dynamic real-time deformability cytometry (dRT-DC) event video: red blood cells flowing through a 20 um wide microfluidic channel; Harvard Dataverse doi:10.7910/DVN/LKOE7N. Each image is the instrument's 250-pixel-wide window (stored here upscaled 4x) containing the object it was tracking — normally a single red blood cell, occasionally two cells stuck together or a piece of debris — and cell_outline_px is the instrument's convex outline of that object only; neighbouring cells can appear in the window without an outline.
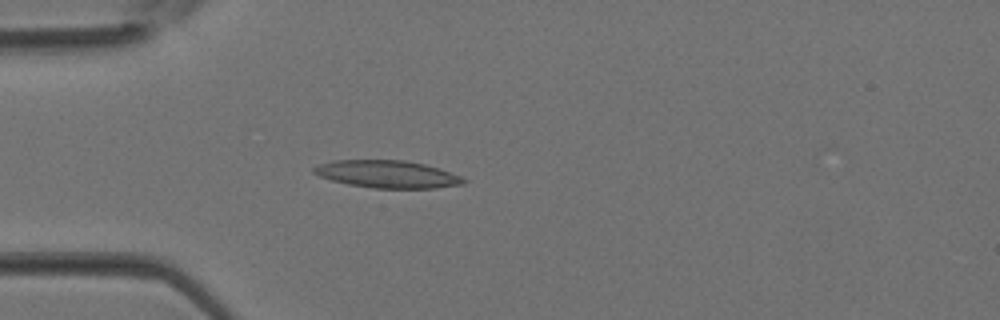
{"species": "Egyptian fruit bat (a non-hibernating species)", "species_latin": "Rousettus aegyptiacus", "temperature_condition": "room temperature", "stored_images_in_passage": 28, "camera_frame_rate_fps": 3000, "um_per_image_px": 0.085, "animal": {"sex": "female"}, "frame": {"image": 1, "passage_image": 1, "time_ms": 0.0, "image_size_px": [1000, 320], "cell_outline_px": [[468, 180], [464, 184], [436, 188], [372, 188], [348, 184], [332, 180], [320, 176], [312, 172], [312, 168], [320, 164], [332, 160], [404, 160], [424, 164], [440, 168], [460, 176]], "centroid_in_image_um": [32.94, 14.8], "position_along_channel_um": 52.1, "area_um2": 23.99}}
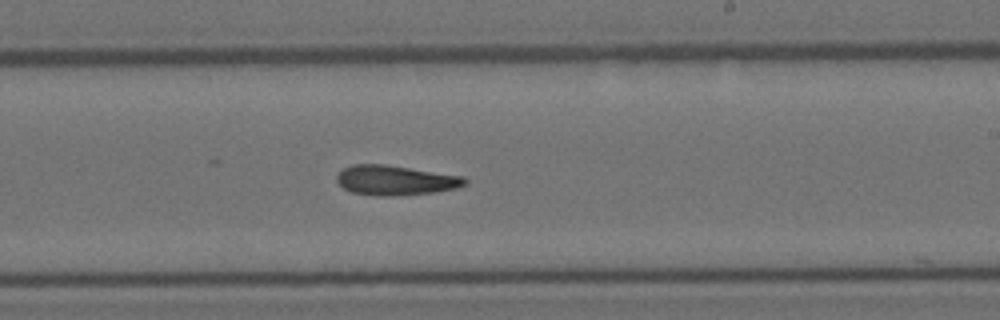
{"frame": {"image": 2, "passage_image": 13, "time_ms": 4.0, "image_size_px": [1000, 320], "cell_outline_px": [[468, 184], [456, 188], [432, 192], [392, 196], [380, 196], [352, 192], [344, 188], [336, 180], [336, 176], [340, 168], [352, 164], [384, 164], [464, 176], [468, 180]], "centroid_in_image_um": [33.59, 15.31], "position_along_channel_um": 255.4, "area_um2": 22.31}}
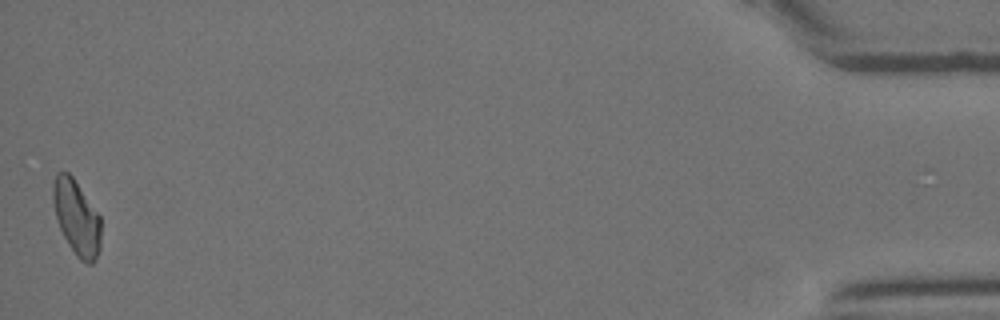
{"frame": {"image": 3, "passage_image": 28, "time_ms": 9.0, "image_size_px": [1000, 320], "cell_outline_px": [[100, 248], [96, 260], [92, 264], [88, 264], [80, 260], [76, 256], [68, 244], [60, 228], [56, 216], [52, 200], [52, 184], [56, 172], [68, 172], [72, 176], [100, 216]], "centroid_in_image_um": [6.5, 18.5], "position_along_channel_um": 428.7, "area_um2": 20.92}}